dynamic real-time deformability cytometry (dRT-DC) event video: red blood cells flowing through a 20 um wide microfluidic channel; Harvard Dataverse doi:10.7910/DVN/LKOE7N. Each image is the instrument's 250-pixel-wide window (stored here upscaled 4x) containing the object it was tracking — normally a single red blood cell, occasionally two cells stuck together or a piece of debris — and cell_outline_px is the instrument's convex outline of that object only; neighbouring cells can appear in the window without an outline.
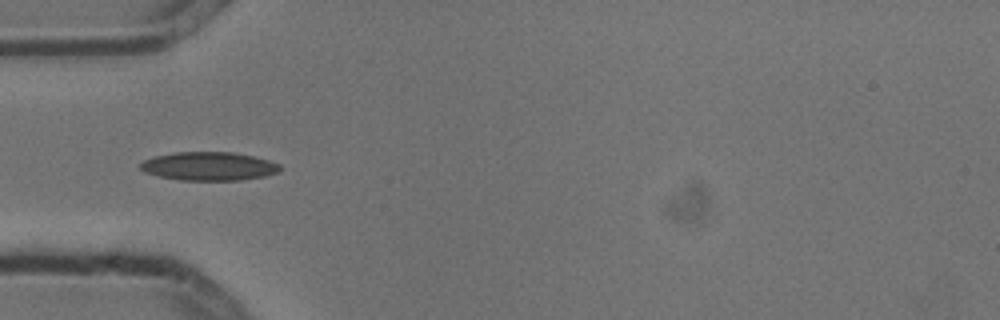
{"species": "common noctule bat (a hibernating species)", "species_latin": "Nyctalus noctula", "temperature_condition": "cold", "stored_images_in_passage": 6, "camera_frame_rate_fps": 3000, "um_per_image_px": 0.085, "animal": {"sex": "male", "body_mass_g": 13.3}, "frame": {"image": 1, "passage_image": 3, "time_ms": 0.667, "image_size_px": [1000, 320], "cell_outline_px": [[280, 172], [264, 176], [240, 180], [180, 180], [160, 176], [144, 172], [140, 168], [140, 164], [144, 160], [156, 156], [176, 152], [232, 152], [252, 156], [268, 160], [280, 164]], "centroid_in_image_um": [17.77, 14.13], "position_along_channel_um": 67.2, "area_um2": 23.06}}
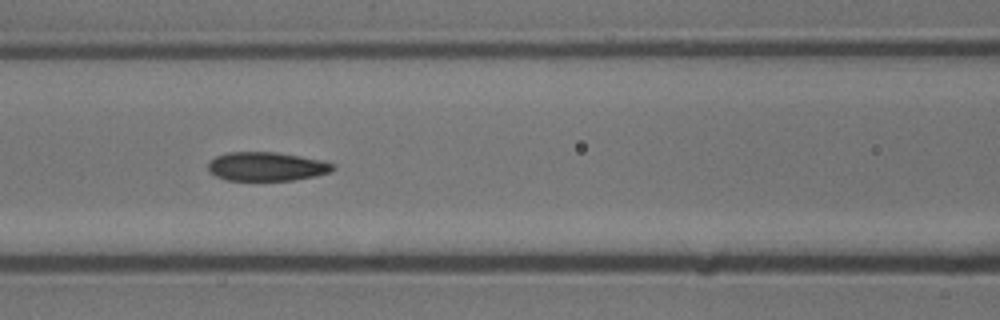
{"frame": {"image": 2, "passage_image": 5, "time_ms": 1.333, "image_size_px": [1000, 320], "cell_outline_px": [[336, 168], [328, 172], [316, 176], [292, 180], [224, 180], [208, 172], [208, 164], [216, 156], [228, 152], [276, 152], [300, 156], [320, 160], [336, 164]], "centroid_in_image_um": [22.65, 14.15], "position_along_channel_um": 143.9, "area_um2": 20.98}}
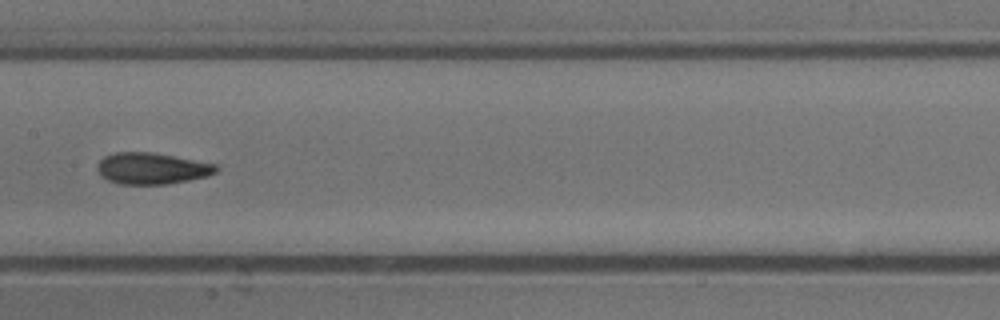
{"frame": {"image": 3, "passage_image": 6, "time_ms": 1.667, "image_size_px": [1000, 320], "cell_outline_px": [[220, 168], [216, 172], [208, 176], [168, 184], [120, 184], [108, 180], [100, 176], [96, 168], [100, 160], [104, 156], [116, 152], [152, 152], [216, 164]], "centroid_in_image_um": [12.9, 14.32], "position_along_channel_um": 194.5, "area_um2": 21.79}}